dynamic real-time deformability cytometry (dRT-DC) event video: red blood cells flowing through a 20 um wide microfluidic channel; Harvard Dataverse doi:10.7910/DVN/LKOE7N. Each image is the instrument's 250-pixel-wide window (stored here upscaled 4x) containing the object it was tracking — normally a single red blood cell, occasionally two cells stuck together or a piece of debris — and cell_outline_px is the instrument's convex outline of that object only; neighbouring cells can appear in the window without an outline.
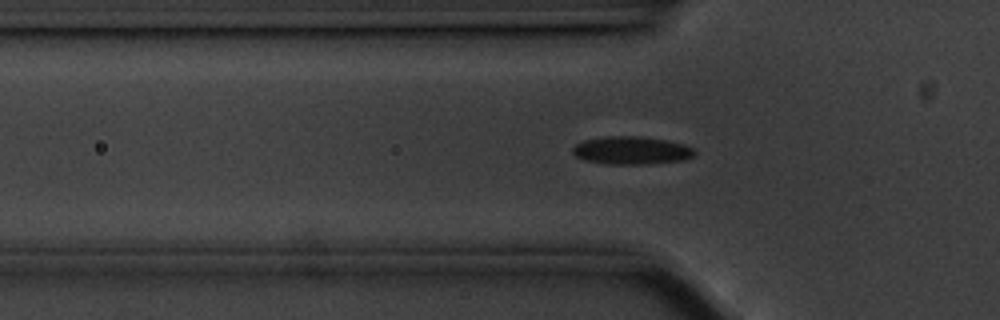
{"species": "common noctule bat (a hibernating species)", "species_latin": "Nyctalus noctula", "temperature_condition": "cold", "stored_images_in_passage": 39, "camera_frame_rate_fps": 3000, "um_per_image_px": 0.085, "animal": {"sex": "male", "body_mass_g": 20.1, "forearm_length_mm": 53.5}, "frame": {"image": 1, "passage_image": 8, "time_ms": 2.333, "image_size_px": [1000, 320], "cell_outline_px": [[696, 152], [692, 156], [684, 160], [648, 164], [604, 164], [584, 160], [576, 156], [572, 152], [572, 148], [576, 144], [584, 140], [608, 136], [640, 136], [668, 140], [684, 144], [692, 148]], "centroid_in_image_um": [53.67, 12.79], "position_along_channel_um": 72.1, "area_um2": 19.94}}
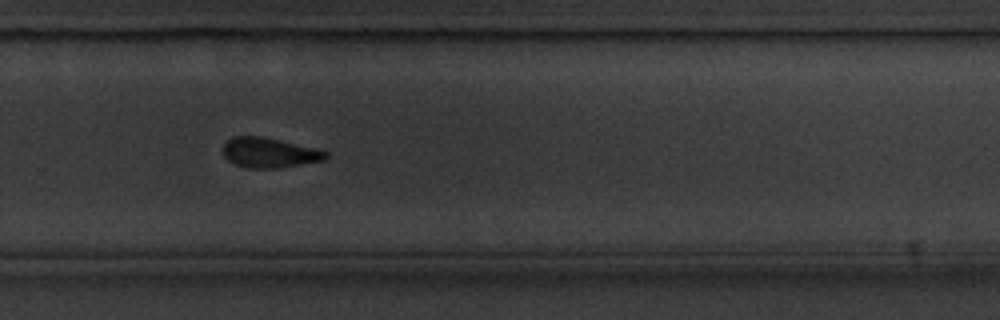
{"frame": {"image": 2, "passage_image": 28, "time_ms": 9.0, "image_size_px": [1000, 320], "cell_outline_px": [[328, 156], [324, 160], [280, 168], [248, 168], [236, 164], [228, 160], [224, 156], [224, 144], [232, 136], [260, 136], [316, 148], [328, 152]], "centroid_in_image_um": [22.9, 12.98], "position_along_channel_um": 306.9, "area_um2": 17.8}}
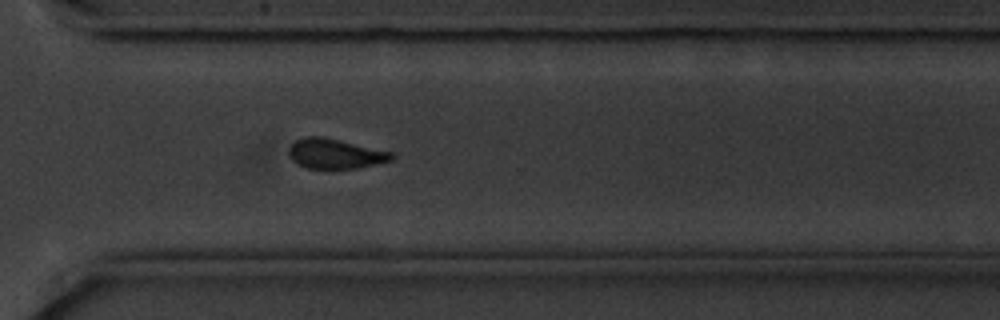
{"frame": {"image": 3, "passage_image": 31, "time_ms": 10.0, "image_size_px": [1000, 320], "cell_outline_px": [[396, 156], [392, 160], [356, 168], [308, 168], [296, 164], [288, 156], [288, 148], [296, 140], [304, 136], [324, 136], [392, 152]], "centroid_in_image_um": [28.46, 13.05], "position_along_channel_um": 342.1, "area_um2": 17.98}, "authors_computed_cell_mechanics": {"area_um2": 19.4208, "velocity_mm_per_s": 3.5207, "shape_relaxation_time_tau1_ms": 3.5308, "shape_relaxation_time_tau2_ms": null, "deformation_change_tau1": 0.0804, "deformation_change_tau2": null}}